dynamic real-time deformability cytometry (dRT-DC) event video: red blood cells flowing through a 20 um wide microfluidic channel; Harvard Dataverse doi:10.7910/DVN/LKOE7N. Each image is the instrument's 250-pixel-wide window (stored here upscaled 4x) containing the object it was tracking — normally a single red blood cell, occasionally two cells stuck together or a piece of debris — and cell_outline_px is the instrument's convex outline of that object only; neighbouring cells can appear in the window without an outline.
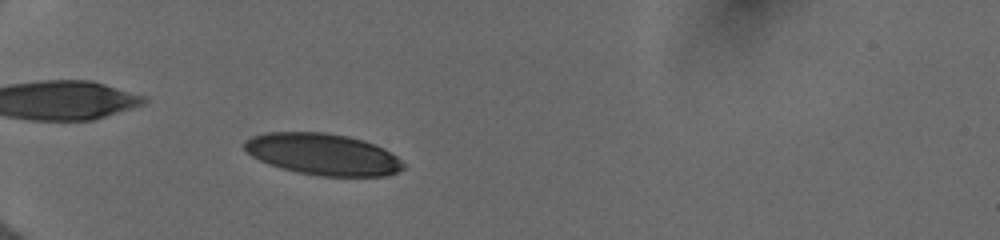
{"species": "human", "species_latin": "Homo sapiens", "temperature_condition": "cold", "stored_images_in_passage": 45, "camera_frame_rate_fps": 3000, "um_per_image_px": 0.085, "donor": {"sex": "female"}, "frame": {"image": 1, "passage_image": 10, "time_ms": 3.0, "image_size_px": [1000, 240], "cell_outline_px": [[408, 164], [404, 168], [388, 176], [320, 176], [296, 172], [268, 164], [252, 156], [244, 148], [244, 140], [252, 136], [264, 132], [324, 132], [348, 136], [364, 140], [376, 144], [384, 148]], "centroid_in_image_um": [27.47, 13.11], "position_along_channel_um": 57.5, "area_um2": 38.78}}
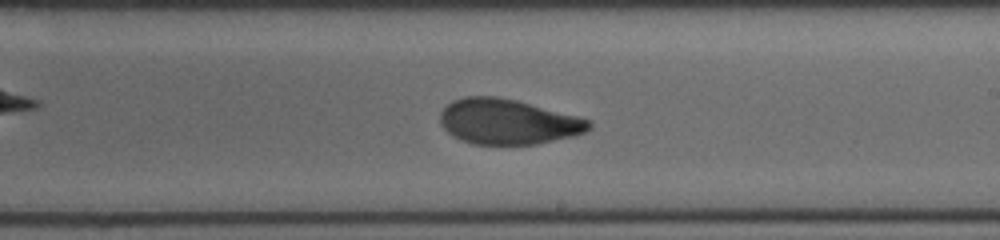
{"frame": {"image": 2, "passage_image": 26, "time_ms": 8.333, "image_size_px": [1000, 240], "cell_outline_px": [[592, 128], [584, 132], [572, 136], [536, 144], [472, 144], [460, 140], [448, 132], [440, 124], [440, 112], [452, 100], [464, 96], [496, 96], [516, 100], [592, 120]], "centroid_in_image_um": [43.15, 10.34], "position_along_channel_um": 245.8, "area_um2": 39.19}}
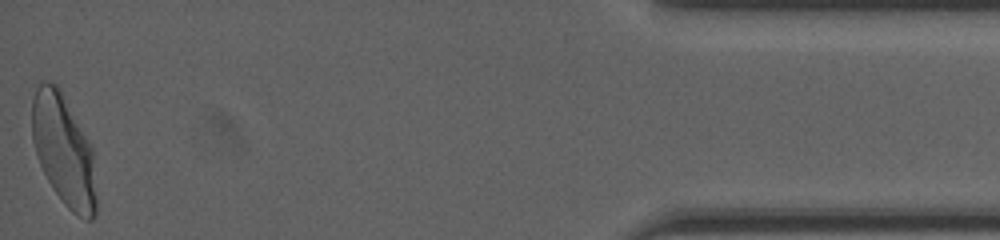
{"frame": {"image": 3, "passage_image": 45, "time_ms": 14.667, "image_size_px": [1000, 240], "cell_outline_px": [[96, 216], [92, 220], [88, 220], [72, 212], [64, 204], [52, 188], [36, 156], [32, 140], [32, 100], [36, 88], [40, 80], [56, 84], [60, 88], [92, 144], [96, 196]], "centroid_in_image_um": [5.42, 12.76], "position_along_channel_um": 429.8, "area_um2": 41.96}, "authors_computed_cell_mechanics": {"area_um2": 39.2462, "velocity_mm_per_s": 3.9779, "shape_relaxation_time_tau1_ms": 4.8911, "shape_relaxation_time_tau2_ms": 1.0909, "deformation_change_tau1": 0.1739, "deformation_change_tau2": 0.0589}}